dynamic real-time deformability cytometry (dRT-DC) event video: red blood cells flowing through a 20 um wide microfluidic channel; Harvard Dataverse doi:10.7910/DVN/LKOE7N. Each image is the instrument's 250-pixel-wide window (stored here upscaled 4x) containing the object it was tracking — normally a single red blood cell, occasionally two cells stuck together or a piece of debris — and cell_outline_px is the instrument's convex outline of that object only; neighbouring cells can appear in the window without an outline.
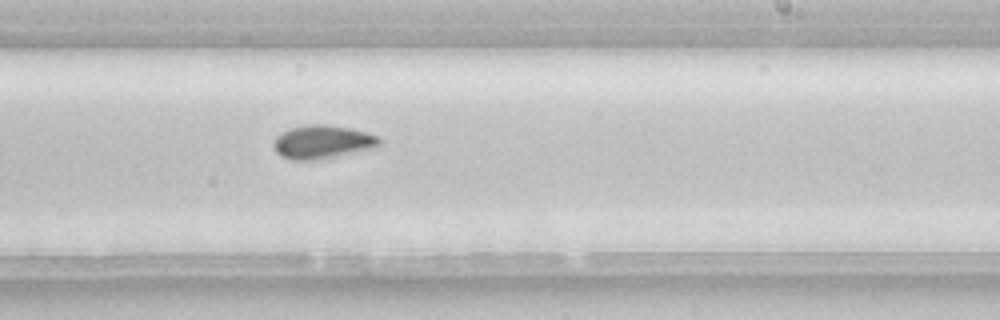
{"species": "common noctule bat (a hibernating species)", "species_latin": "Nyctalus noctula", "temperature_condition": "room temperature", "stored_images_in_passage": 40, "camera_frame_rate_fps": 3000, "um_per_image_px": 0.085, "animal": {"sex": "female", "body_mass_g": 22.7, "forearm_length_mm": 54.2}, "frame": {"image": 1, "passage_image": 18, "time_ms": 5.667, "image_size_px": [1000, 320], "cell_outline_px": [[380, 144], [376, 148], [336, 156], [312, 160], [292, 160], [280, 156], [276, 152], [272, 144], [272, 140], [280, 132], [288, 128], [304, 124], [324, 124], [348, 128], [380, 136]], "centroid_in_image_um": [27.35, 12.06], "position_along_channel_um": 261.6, "area_um2": 20.87}, "authors_computed_cell_mechanics": {"area_um2": 19.7965, "velocity_mm_per_s": 3.929, "shape_relaxation_time_tau1_ms": 10.1187, "shape_relaxation_time_tau2_ms": null, "deformation_change_tau1": 0.1471, "deformation_change_tau2": null}}